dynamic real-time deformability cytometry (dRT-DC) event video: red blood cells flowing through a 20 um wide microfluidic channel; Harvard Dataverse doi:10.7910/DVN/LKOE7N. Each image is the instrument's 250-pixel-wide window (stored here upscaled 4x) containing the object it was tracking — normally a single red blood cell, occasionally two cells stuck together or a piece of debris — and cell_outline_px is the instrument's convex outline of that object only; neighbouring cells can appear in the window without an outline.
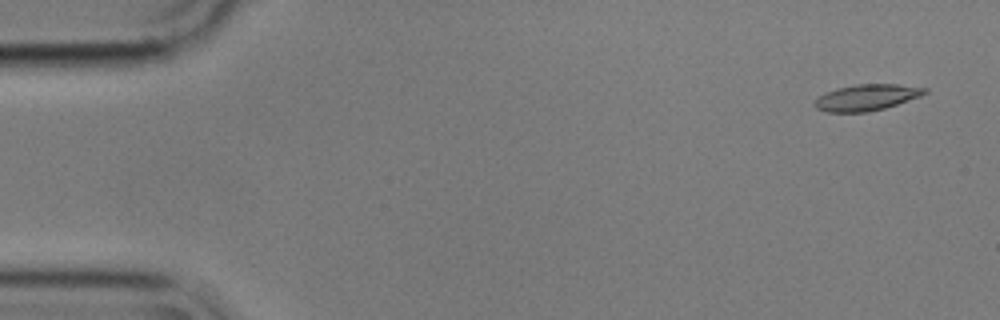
{"species": "common noctule bat (a hibernating species)", "species_latin": "Nyctalus noctula", "temperature_condition": "cold", "stored_images_in_passage": 4, "camera_frame_rate_fps": 3000, "um_per_image_px": 0.085, "animal": {"sex": "male", "body_mass_g": 17.9}, "frame": {"image": 1, "passage_image": 1, "time_ms": 0.0, "image_size_px": [1000, 320], "cell_outline_px": [[928, 92], [920, 96], [884, 108], [868, 112], [828, 112], [816, 108], [816, 100], [820, 96], [836, 88], [856, 84], [896, 84], [928, 88]], "centroid_in_image_um": [73.69, 8.27], "position_along_channel_um": 11.3, "area_um2": 16.53}}
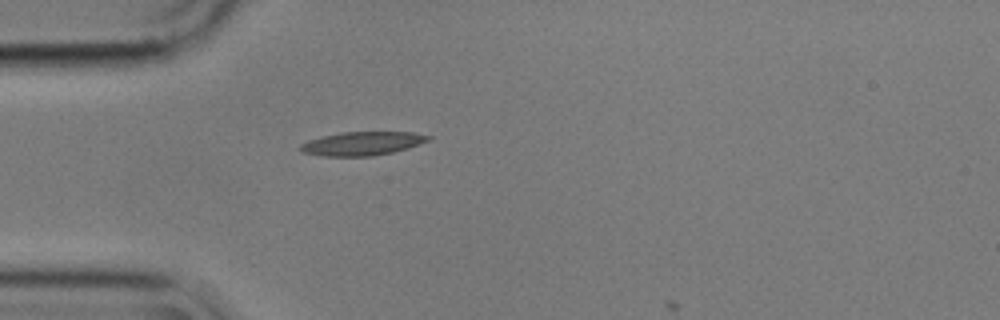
{"frame": {"image": 2, "passage_image": 4, "time_ms": 1.0, "image_size_px": [1000, 320], "cell_outline_px": [[432, 140], [408, 148], [392, 152], [372, 156], [320, 156], [300, 152], [300, 144], [308, 140], [340, 132], [412, 132], [432, 136]], "centroid_in_image_um": [30.8, 12.2], "position_along_channel_um": 54.2, "area_um2": 17.74}}